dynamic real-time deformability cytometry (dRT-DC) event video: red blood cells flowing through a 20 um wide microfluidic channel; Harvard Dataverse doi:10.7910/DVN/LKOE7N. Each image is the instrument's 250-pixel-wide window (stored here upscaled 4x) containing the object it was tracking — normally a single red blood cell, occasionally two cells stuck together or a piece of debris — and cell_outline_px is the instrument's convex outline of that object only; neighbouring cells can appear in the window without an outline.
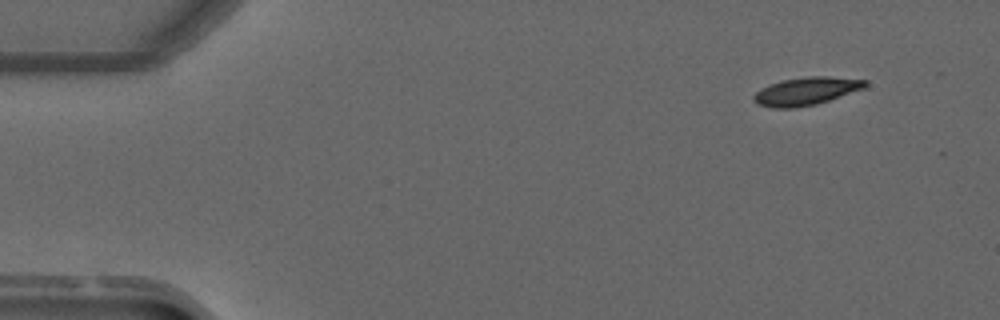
{"species": "common noctule bat (a hibernating species)", "species_latin": "Nyctalus noctula", "temperature_condition": "warm", "stored_images_in_passage": 4, "camera_frame_rate_fps": 3000, "um_per_image_px": 0.085, "animal": {"sex": "male", "forearm_length_mm": 52.5}, "frame": {"image": 1, "passage_image": 1, "time_ms": 0.0, "image_size_px": [1000, 320], "cell_outline_px": [[868, 84], [864, 88], [816, 104], [796, 108], [772, 108], [756, 104], [752, 100], [752, 96], [760, 88], [768, 84], [784, 80], [804, 76], [828, 76], [868, 80]], "centroid_in_image_um": [68.48, 7.75], "position_along_channel_um": 16.5, "area_um2": 18.26}}
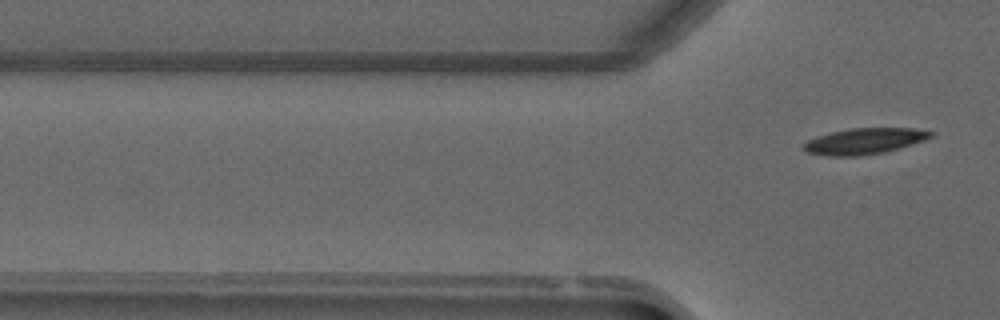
{"frame": {"image": 2, "passage_image": 4, "time_ms": 1.0, "image_size_px": [1000, 320], "cell_outline_px": [[936, 132], [932, 136], [924, 140], [912, 144], [884, 152], [860, 156], [828, 156], [808, 152], [804, 148], [804, 144], [808, 140], [816, 136], [848, 128], [912, 128]], "centroid_in_image_um": [73.49, 11.99], "position_along_channel_um": 52.3, "area_um2": 19.13}}